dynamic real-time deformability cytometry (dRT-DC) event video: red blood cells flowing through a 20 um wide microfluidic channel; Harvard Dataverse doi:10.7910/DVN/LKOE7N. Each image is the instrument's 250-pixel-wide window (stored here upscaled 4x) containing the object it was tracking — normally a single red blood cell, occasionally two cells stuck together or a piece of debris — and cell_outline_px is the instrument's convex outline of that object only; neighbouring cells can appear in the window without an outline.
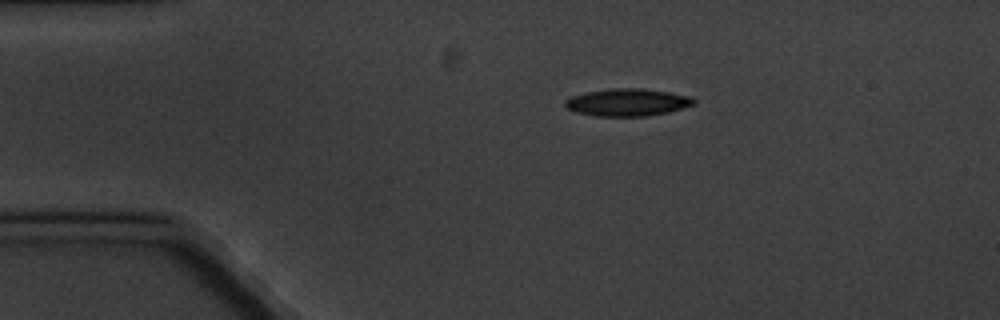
{"species": "common noctule bat (a hibernating species)", "species_latin": "Nyctalus noctula", "temperature_condition": "cold", "stored_images_in_passage": 8, "camera_frame_rate_fps": 3000, "um_per_image_px": 0.085, "animal": {"sex": "male", "body_mass_g": 20.1, "forearm_length_mm": 53.5}, "frame": {"image": 1, "passage_image": 2, "time_ms": 2.0, "image_size_px": [1000, 320], "cell_outline_px": [[696, 104], [668, 112], [648, 116], [596, 116], [576, 112], [564, 108], [564, 100], [572, 96], [588, 92], [612, 88], [640, 88], [668, 92], [692, 96], [696, 100]], "centroid_in_image_um": [53.33, 8.7], "position_along_channel_um": 31.7, "area_um2": 20.63}}
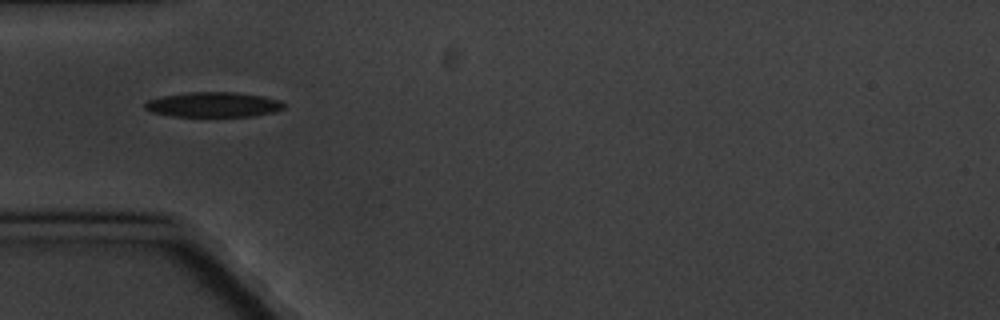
{"frame": {"image": 2, "passage_image": 4, "time_ms": 4.333, "image_size_px": [1000, 320], "cell_outline_px": [[284, 108], [272, 112], [252, 116], [172, 116], [152, 112], [144, 108], [144, 104], [148, 100], [164, 96], [188, 92], [236, 92], [264, 96], [280, 100], [284, 104]], "centroid_in_image_um": [18.14, 8.88], "position_along_channel_um": 66.9, "area_um2": 20.11}}
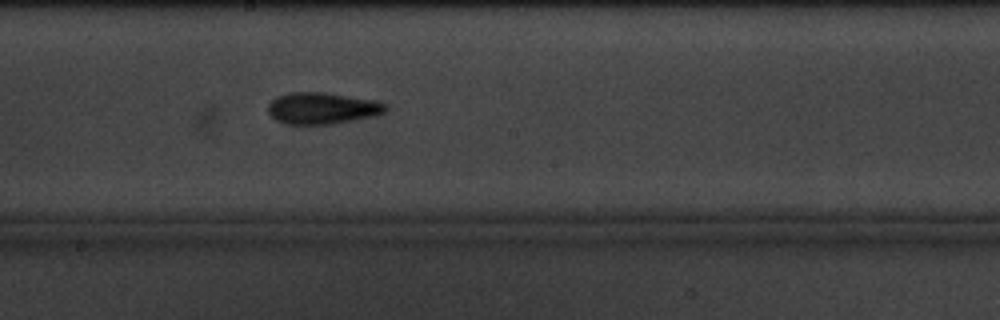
{"frame": {"image": 3, "passage_image": 8, "time_ms": 9.0, "image_size_px": [1000, 320], "cell_outline_px": [[388, 108], [384, 112], [372, 116], [336, 124], [284, 124], [276, 120], [268, 112], [268, 104], [276, 96], [288, 92], [324, 92], [376, 100], [388, 104]], "centroid_in_image_um": [27.38, 9.19], "position_along_channel_um": 220.8, "area_um2": 21.85}}